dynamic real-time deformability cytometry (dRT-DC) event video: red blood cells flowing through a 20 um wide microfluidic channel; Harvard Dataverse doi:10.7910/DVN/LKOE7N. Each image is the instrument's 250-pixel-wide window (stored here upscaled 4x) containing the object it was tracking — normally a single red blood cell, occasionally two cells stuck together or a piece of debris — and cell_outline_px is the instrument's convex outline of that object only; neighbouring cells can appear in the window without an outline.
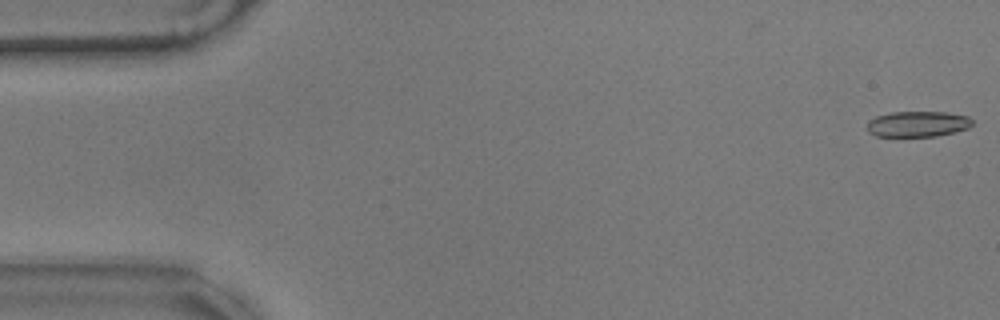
{"species": "common noctule bat (a hibernating species)", "species_latin": "Nyctalus noctula", "temperature_condition": "warm", "stored_images_in_passage": 23, "camera_frame_rate_fps": 3000, "um_per_image_px": 0.085, "animal": {"sex": "male", "body_mass_g": 17.9}, "frame": {"image": 1, "passage_image": 1, "time_ms": 0.0, "image_size_px": [1000, 320], "cell_outline_px": [[972, 124], [968, 128], [956, 132], [936, 136], [876, 136], [868, 132], [868, 120], [876, 116], [892, 112], [948, 112], [968, 116], [972, 120]], "centroid_in_image_um": [78.01, 10.54], "position_along_channel_um": 7.0, "area_um2": 15.78}}